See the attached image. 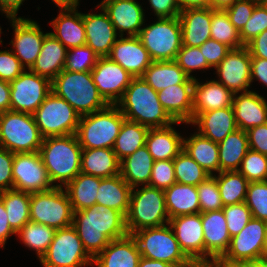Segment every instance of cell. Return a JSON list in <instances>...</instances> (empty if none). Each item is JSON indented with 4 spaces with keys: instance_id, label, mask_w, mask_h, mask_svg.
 Segmentation results:
<instances>
[{
    "instance_id": "73",
    "label": "cell",
    "mask_w": 267,
    "mask_h": 267,
    "mask_svg": "<svg viewBox=\"0 0 267 267\" xmlns=\"http://www.w3.org/2000/svg\"><path fill=\"white\" fill-rule=\"evenodd\" d=\"M264 257L267 258V234H266L265 245H264Z\"/></svg>"
},
{
    "instance_id": "11",
    "label": "cell",
    "mask_w": 267,
    "mask_h": 267,
    "mask_svg": "<svg viewBox=\"0 0 267 267\" xmlns=\"http://www.w3.org/2000/svg\"><path fill=\"white\" fill-rule=\"evenodd\" d=\"M33 117L45 138L76 134L81 116L66 100L51 91Z\"/></svg>"
},
{
    "instance_id": "45",
    "label": "cell",
    "mask_w": 267,
    "mask_h": 267,
    "mask_svg": "<svg viewBox=\"0 0 267 267\" xmlns=\"http://www.w3.org/2000/svg\"><path fill=\"white\" fill-rule=\"evenodd\" d=\"M173 164L176 183L198 186L211 176L184 150L173 159Z\"/></svg>"
},
{
    "instance_id": "19",
    "label": "cell",
    "mask_w": 267,
    "mask_h": 267,
    "mask_svg": "<svg viewBox=\"0 0 267 267\" xmlns=\"http://www.w3.org/2000/svg\"><path fill=\"white\" fill-rule=\"evenodd\" d=\"M168 224L189 259H205L202 213L171 218Z\"/></svg>"
},
{
    "instance_id": "28",
    "label": "cell",
    "mask_w": 267,
    "mask_h": 267,
    "mask_svg": "<svg viewBox=\"0 0 267 267\" xmlns=\"http://www.w3.org/2000/svg\"><path fill=\"white\" fill-rule=\"evenodd\" d=\"M195 78L193 87L192 120L202 112L232 106L233 93L217 80L202 84Z\"/></svg>"
},
{
    "instance_id": "40",
    "label": "cell",
    "mask_w": 267,
    "mask_h": 267,
    "mask_svg": "<svg viewBox=\"0 0 267 267\" xmlns=\"http://www.w3.org/2000/svg\"><path fill=\"white\" fill-rule=\"evenodd\" d=\"M100 186V177L80 172L65 187L74 212L82 211L96 204V196Z\"/></svg>"
},
{
    "instance_id": "1",
    "label": "cell",
    "mask_w": 267,
    "mask_h": 267,
    "mask_svg": "<svg viewBox=\"0 0 267 267\" xmlns=\"http://www.w3.org/2000/svg\"><path fill=\"white\" fill-rule=\"evenodd\" d=\"M72 226L76 229L86 252L93 259L112 240L128 234L125 216L101 204L74 212Z\"/></svg>"
},
{
    "instance_id": "49",
    "label": "cell",
    "mask_w": 267,
    "mask_h": 267,
    "mask_svg": "<svg viewBox=\"0 0 267 267\" xmlns=\"http://www.w3.org/2000/svg\"><path fill=\"white\" fill-rule=\"evenodd\" d=\"M237 171L249 182L267 181V156L249 149Z\"/></svg>"
},
{
    "instance_id": "35",
    "label": "cell",
    "mask_w": 267,
    "mask_h": 267,
    "mask_svg": "<svg viewBox=\"0 0 267 267\" xmlns=\"http://www.w3.org/2000/svg\"><path fill=\"white\" fill-rule=\"evenodd\" d=\"M132 187L120 174L110 178H100L96 204L109 207L127 215Z\"/></svg>"
},
{
    "instance_id": "63",
    "label": "cell",
    "mask_w": 267,
    "mask_h": 267,
    "mask_svg": "<svg viewBox=\"0 0 267 267\" xmlns=\"http://www.w3.org/2000/svg\"><path fill=\"white\" fill-rule=\"evenodd\" d=\"M16 232L11 228L7 213L5 211V205L0 197V247L4 248L7 239Z\"/></svg>"
},
{
    "instance_id": "66",
    "label": "cell",
    "mask_w": 267,
    "mask_h": 267,
    "mask_svg": "<svg viewBox=\"0 0 267 267\" xmlns=\"http://www.w3.org/2000/svg\"><path fill=\"white\" fill-rule=\"evenodd\" d=\"M180 11L196 8H212V0H177Z\"/></svg>"
},
{
    "instance_id": "39",
    "label": "cell",
    "mask_w": 267,
    "mask_h": 267,
    "mask_svg": "<svg viewBox=\"0 0 267 267\" xmlns=\"http://www.w3.org/2000/svg\"><path fill=\"white\" fill-rule=\"evenodd\" d=\"M156 92L167 87L184 84L189 76L173 61H152L141 77Z\"/></svg>"
},
{
    "instance_id": "42",
    "label": "cell",
    "mask_w": 267,
    "mask_h": 267,
    "mask_svg": "<svg viewBox=\"0 0 267 267\" xmlns=\"http://www.w3.org/2000/svg\"><path fill=\"white\" fill-rule=\"evenodd\" d=\"M11 228L17 233L30 221V193L17 190L0 192Z\"/></svg>"
},
{
    "instance_id": "68",
    "label": "cell",
    "mask_w": 267,
    "mask_h": 267,
    "mask_svg": "<svg viewBox=\"0 0 267 267\" xmlns=\"http://www.w3.org/2000/svg\"><path fill=\"white\" fill-rule=\"evenodd\" d=\"M138 267H175V266L164 261L152 260L141 256Z\"/></svg>"
},
{
    "instance_id": "17",
    "label": "cell",
    "mask_w": 267,
    "mask_h": 267,
    "mask_svg": "<svg viewBox=\"0 0 267 267\" xmlns=\"http://www.w3.org/2000/svg\"><path fill=\"white\" fill-rule=\"evenodd\" d=\"M218 82L233 94L249 91L251 86V55L246 46L231 49L215 68Z\"/></svg>"
},
{
    "instance_id": "46",
    "label": "cell",
    "mask_w": 267,
    "mask_h": 267,
    "mask_svg": "<svg viewBox=\"0 0 267 267\" xmlns=\"http://www.w3.org/2000/svg\"><path fill=\"white\" fill-rule=\"evenodd\" d=\"M211 39L219 41L231 49L244 47L238 30L231 24L224 10L212 9Z\"/></svg>"
},
{
    "instance_id": "64",
    "label": "cell",
    "mask_w": 267,
    "mask_h": 267,
    "mask_svg": "<svg viewBox=\"0 0 267 267\" xmlns=\"http://www.w3.org/2000/svg\"><path fill=\"white\" fill-rule=\"evenodd\" d=\"M24 0H0V11L4 13L6 17L17 18V13Z\"/></svg>"
},
{
    "instance_id": "23",
    "label": "cell",
    "mask_w": 267,
    "mask_h": 267,
    "mask_svg": "<svg viewBox=\"0 0 267 267\" xmlns=\"http://www.w3.org/2000/svg\"><path fill=\"white\" fill-rule=\"evenodd\" d=\"M202 227L205 259H221L228 251L231 242L223 209L202 213Z\"/></svg>"
},
{
    "instance_id": "43",
    "label": "cell",
    "mask_w": 267,
    "mask_h": 267,
    "mask_svg": "<svg viewBox=\"0 0 267 267\" xmlns=\"http://www.w3.org/2000/svg\"><path fill=\"white\" fill-rule=\"evenodd\" d=\"M224 206L245 202L249 181L238 171L219 172L213 175Z\"/></svg>"
},
{
    "instance_id": "2",
    "label": "cell",
    "mask_w": 267,
    "mask_h": 267,
    "mask_svg": "<svg viewBox=\"0 0 267 267\" xmlns=\"http://www.w3.org/2000/svg\"><path fill=\"white\" fill-rule=\"evenodd\" d=\"M116 105L127 120L149 129L166 127L175 122L160 103L158 92L141 77L132 79Z\"/></svg>"
},
{
    "instance_id": "34",
    "label": "cell",
    "mask_w": 267,
    "mask_h": 267,
    "mask_svg": "<svg viewBox=\"0 0 267 267\" xmlns=\"http://www.w3.org/2000/svg\"><path fill=\"white\" fill-rule=\"evenodd\" d=\"M169 218L200 213L197 186L174 183L164 190Z\"/></svg>"
},
{
    "instance_id": "33",
    "label": "cell",
    "mask_w": 267,
    "mask_h": 267,
    "mask_svg": "<svg viewBox=\"0 0 267 267\" xmlns=\"http://www.w3.org/2000/svg\"><path fill=\"white\" fill-rule=\"evenodd\" d=\"M81 172L100 178H110L120 174V161L113 148H83Z\"/></svg>"
},
{
    "instance_id": "72",
    "label": "cell",
    "mask_w": 267,
    "mask_h": 267,
    "mask_svg": "<svg viewBox=\"0 0 267 267\" xmlns=\"http://www.w3.org/2000/svg\"><path fill=\"white\" fill-rule=\"evenodd\" d=\"M218 267H246L243 263H229L218 259Z\"/></svg>"
},
{
    "instance_id": "76",
    "label": "cell",
    "mask_w": 267,
    "mask_h": 267,
    "mask_svg": "<svg viewBox=\"0 0 267 267\" xmlns=\"http://www.w3.org/2000/svg\"><path fill=\"white\" fill-rule=\"evenodd\" d=\"M259 3H262V2H264V1H266V0H257Z\"/></svg>"
},
{
    "instance_id": "48",
    "label": "cell",
    "mask_w": 267,
    "mask_h": 267,
    "mask_svg": "<svg viewBox=\"0 0 267 267\" xmlns=\"http://www.w3.org/2000/svg\"><path fill=\"white\" fill-rule=\"evenodd\" d=\"M245 204L251 210L252 218L267 222V181L249 182Z\"/></svg>"
},
{
    "instance_id": "13",
    "label": "cell",
    "mask_w": 267,
    "mask_h": 267,
    "mask_svg": "<svg viewBox=\"0 0 267 267\" xmlns=\"http://www.w3.org/2000/svg\"><path fill=\"white\" fill-rule=\"evenodd\" d=\"M51 91L48 78L25 69L10 82V110L33 114Z\"/></svg>"
},
{
    "instance_id": "31",
    "label": "cell",
    "mask_w": 267,
    "mask_h": 267,
    "mask_svg": "<svg viewBox=\"0 0 267 267\" xmlns=\"http://www.w3.org/2000/svg\"><path fill=\"white\" fill-rule=\"evenodd\" d=\"M149 129L145 146L154 161L172 160L183 150V138L172 125Z\"/></svg>"
},
{
    "instance_id": "47",
    "label": "cell",
    "mask_w": 267,
    "mask_h": 267,
    "mask_svg": "<svg viewBox=\"0 0 267 267\" xmlns=\"http://www.w3.org/2000/svg\"><path fill=\"white\" fill-rule=\"evenodd\" d=\"M99 57L88 46H78L67 49L64 70L72 72H91Z\"/></svg>"
},
{
    "instance_id": "26",
    "label": "cell",
    "mask_w": 267,
    "mask_h": 267,
    "mask_svg": "<svg viewBox=\"0 0 267 267\" xmlns=\"http://www.w3.org/2000/svg\"><path fill=\"white\" fill-rule=\"evenodd\" d=\"M141 253L131 234L112 240L94 259L97 267H138Z\"/></svg>"
},
{
    "instance_id": "67",
    "label": "cell",
    "mask_w": 267,
    "mask_h": 267,
    "mask_svg": "<svg viewBox=\"0 0 267 267\" xmlns=\"http://www.w3.org/2000/svg\"><path fill=\"white\" fill-rule=\"evenodd\" d=\"M179 267H218V259H189Z\"/></svg>"
},
{
    "instance_id": "62",
    "label": "cell",
    "mask_w": 267,
    "mask_h": 267,
    "mask_svg": "<svg viewBox=\"0 0 267 267\" xmlns=\"http://www.w3.org/2000/svg\"><path fill=\"white\" fill-rule=\"evenodd\" d=\"M254 79L267 86V59L251 58V82Z\"/></svg>"
},
{
    "instance_id": "36",
    "label": "cell",
    "mask_w": 267,
    "mask_h": 267,
    "mask_svg": "<svg viewBox=\"0 0 267 267\" xmlns=\"http://www.w3.org/2000/svg\"><path fill=\"white\" fill-rule=\"evenodd\" d=\"M154 159L146 146L120 161V175L132 187L149 185Z\"/></svg>"
},
{
    "instance_id": "57",
    "label": "cell",
    "mask_w": 267,
    "mask_h": 267,
    "mask_svg": "<svg viewBox=\"0 0 267 267\" xmlns=\"http://www.w3.org/2000/svg\"><path fill=\"white\" fill-rule=\"evenodd\" d=\"M200 52L203 54L207 64L212 68H216L225 56L231 51L227 45L220 43L214 39H208L204 44L199 46Z\"/></svg>"
},
{
    "instance_id": "44",
    "label": "cell",
    "mask_w": 267,
    "mask_h": 267,
    "mask_svg": "<svg viewBox=\"0 0 267 267\" xmlns=\"http://www.w3.org/2000/svg\"><path fill=\"white\" fill-rule=\"evenodd\" d=\"M55 229L47 225L29 221L17 233L24 246L36 251L40 258L47 252L53 240Z\"/></svg>"
},
{
    "instance_id": "8",
    "label": "cell",
    "mask_w": 267,
    "mask_h": 267,
    "mask_svg": "<svg viewBox=\"0 0 267 267\" xmlns=\"http://www.w3.org/2000/svg\"><path fill=\"white\" fill-rule=\"evenodd\" d=\"M152 61H173L182 47L179 17L158 18L138 35Z\"/></svg>"
},
{
    "instance_id": "41",
    "label": "cell",
    "mask_w": 267,
    "mask_h": 267,
    "mask_svg": "<svg viewBox=\"0 0 267 267\" xmlns=\"http://www.w3.org/2000/svg\"><path fill=\"white\" fill-rule=\"evenodd\" d=\"M149 128L125 119L116 137L113 151L119 161L145 146Z\"/></svg>"
},
{
    "instance_id": "6",
    "label": "cell",
    "mask_w": 267,
    "mask_h": 267,
    "mask_svg": "<svg viewBox=\"0 0 267 267\" xmlns=\"http://www.w3.org/2000/svg\"><path fill=\"white\" fill-rule=\"evenodd\" d=\"M126 118L116 104L80 117L76 136L82 148H113Z\"/></svg>"
},
{
    "instance_id": "32",
    "label": "cell",
    "mask_w": 267,
    "mask_h": 267,
    "mask_svg": "<svg viewBox=\"0 0 267 267\" xmlns=\"http://www.w3.org/2000/svg\"><path fill=\"white\" fill-rule=\"evenodd\" d=\"M66 54L67 48L50 32H47L40 54L30 70L52 81L64 70Z\"/></svg>"
},
{
    "instance_id": "3",
    "label": "cell",
    "mask_w": 267,
    "mask_h": 267,
    "mask_svg": "<svg viewBox=\"0 0 267 267\" xmlns=\"http://www.w3.org/2000/svg\"><path fill=\"white\" fill-rule=\"evenodd\" d=\"M82 149L76 134L43 139L39 152L55 187H65L81 172Z\"/></svg>"
},
{
    "instance_id": "25",
    "label": "cell",
    "mask_w": 267,
    "mask_h": 267,
    "mask_svg": "<svg viewBox=\"0 0 267 267\" xmlns=\"http://www.w3.org/2000/svg\"><path fill=\"white\" fill-rule=\"evenodd\" d=\"M232 108L235 121L240 130L267 123V101L253 90L233 95Z\"/></svg>"
},
{
    "instance_id": "22",
    "label": "cell",
    "mask_w": 267,
    "mask_h": 267,
    "mask_svg": "<svg viewBox=\"0 0 267 267\" xmlns=\"http://www.w3.org/2000/svg\"><path fill=\"white\" fill-rule=\"evenodd\" d=\"M102 13H83V22L86 31V45L98 57H108L115 44L118 32L114 28L107 13L101 8Z\"/></svg>"
},
{
    "instance_id": "14",
    "label": "cell",
    "mask_w": 267,
    "mask_h": 267,
    "mask_svg": "<svg viewBox=\"0 0 267 267\" xmlns=\"http://www.w3.org/2000/svg\"><path fill=\"white\" fill-rule=\"evenodd\" d=\"M13 189L26 193L45 192L55 187L52 184L40 152L14 153Z\"/></svg>"
},
{
    "instance_id": "56",
    "label": "cell",
    "mask_w": 267,
    "mask_h": 267,
    "mask_svg": "<svg viewBox=\"0 0 267 267\" xmlns=\"http://www.w3.org/2000/svg\"><path fill=\"white\" fill-rule=\"evenodd\" d=\"M25 68L17 59L12 50H0V80L11 82L14 81Z\"/></svg>"
},
{
    "instance_id": "5",
    "label": "cell",
    "mask_w": 267,
    "mask_h": 267,
    "mask_svg": "<svg viewBox=\"0 0 267 267\" xmlns=\"http://www.w3.org/2000/svg\"><path fill=\"white\" fill-rule=\"evenodd\" d=\"M164 191L145 185L132 188L125 225L128 234L168 224Z\"/></svg>"
},
{
    "instance_id": "18",
    "label": "cell",
    "mask_w": 267,
    "mask_h": 267,
    "mask_svg": "<svg viewBox=\"0 0 267 267\" xmlns=\"http://www.w3.org/2000/svg\"><path fill=\"white\" fill-rule=\"evenodd\" d=\"M91 74L99 94L108 104H116L134 78L109 57H99Z\"/></svg>"
},
{
    "instance_id": "15",
    "label": "cell",
    "mask_w": 267,
    "mask_h": 267,
    "mask_svg": "<svg viewBox=\"0 0 267 267\" xmlns=\"http://www.w3.org/2000/svg\"><path fill=\"white\" fill-rule=\"evenodd\" d=\"M266 234L267 222L252 218L237 235L231 237L228 251L221 260L244 263L264 257Z\"/></svg>"
},
{
    "instance_id": "12",
    "label": "cell",
    "mask_w": 267,
    "mask_h": 267,
    "mask_svg": "<svg viewBox=\"0 0 267 267\" xmlns=\"http://www.w3.org/2000/svg\"><path fill=\"white\" fill-rule=\"evenodd\" d=\"M39 261L44 267L93 266V258L86 252L73 226L55 231L47 252Z\"/></svg>"
},
{
    "instance_id": "55",
    "label": "cell",
    "mask_w": 267,
    "mask_h": 267,
    "mask_svg": "<svg viewBox=\"0 0 267 267\" xmlns=\"http://www.w3.org/2000/svg\"><path fill=\"white\" fill-rule=\"evenodd\" d=\"M257 0H237L224 11L227 13L231 24L240 32L245 24L249 21Z\"/></svg>"
},
{
    "instance_id": "51",
    "label": "cell",
    "mask_w": 267,
    "mask_h": 267,
    "mask_svg": "<svg viewBox=\"0 0 267 267\" xmlns=\"http://www.w3.org/2000/svg\"><path fill=\"white\" fill-rule=\"evenodd\" d=\"M179 67L189 76V78L195 77L192 72L196 69L205 70L211 68L203 54L200 52L199 47L183 46L179 50L174 60Z\"/></svg>"
},
{
    "instance_id": "20",
    "label": "cell",
    "mask_w": 267,
    "mask_h": 267,
    "mask_svg": "<svg viewBox=\"0 0 267 267\" xmlns=\"http://www.w3.org/2000/svg\"><path fill=\"white\" fill-rule=\"evenodd\" d=\"M111 20L118 35L138 36L145 21L142 5L136 0H103L98 5Z\"/></svg>"
},
{
    "instance_id": "54",
    "label": "cell",
    "mask_w": 267,
    "mask_h": 267,
    "mask_svg": "<svg viewBox=\"0 0 267 267\" xmlns=\"http://www.w3.org/2000/svg\"><path fill=\"white\" fill-rule=\"evenodd\" d=\"M174 183L176 179L173 159L154 161L148 186L164 191Z\"/></svg>"
},
{
    "instance_id": "7",
    "label": "cell",
    "mask_w": 267,
    "mask_h": 267,
    "mask_svg": "<svg viewBox=\"0 0 267 267\" xmlns=\"http://www.w3.org/2000/svg\"><path fill=\"white\" fill-rule=\"evenodd\" d=\"M43 139L33 114L12 110L0 113V147L12 153L38 152Z\"/></svg>"
},
{
    "instance_id": "53",
    "label": "cell",
    "mask_w": 267,
    "mask_h": 267,
    "mask_svg": "<svg viewBox=\"0 0 267 267\" xmlns=\"http://www.w3.org/2000/svg\"><path fill=\"white\" fill-rule=\"evenodd\" d=\"M267 30V9L262 3H258L249 21L239 32L240 39L244 46Z\"/></svg>"
},
{
    "instance_id": "74",
    "label": "cell",
    "mask_w": 267,
    "mask_h": 267,
    "mask_svg": "<svg viewBox=\"0 0 267 267\" xmlns=\"http://www.w3.org/2000/svg\"><path fill=\"white\" fill-rule=\"evenodd\" d=\"M262 4L265 6V8L267 9V0L262 2Z\"/></svg>"
},
{
    "instance_id": "59",
    "label": "cell",
    "mask_w": 267,
    "mask_h": 267,
    "mask_svg": "<svg viewBox=\"0 0 267 267\" xmlns=\"http://www.w3.org/2000/svg\"><path fill=\"white\" fill-rule=\"evenodd\" d=\"M250 150L267 156V123L246 131Z\"/></svg>"
},
{
    "instance_id": "70",
    "label": "cell",
    "mask_w": 267,
    "mask_h": 267,
    "mask_svg": "<svg viewBox=\"0 0 267 267\" xmlns=\"http://www.w3.org/2000/svg\"><path fill=\"white\" fill-rule=\"evenodd\" d=\"M58 8H71L79 5V0H52Z\"/></svg>"
},
{
    "instance_id": "37",
    "label": "cell",
    "mask_w": 267,
    "mask_h": 267,
    "mask_svg": "<svg viewBox=\"0 0 267 267\" xmlns=\"http://www.w3.org/2000/svg\"><path fill=\"white\" fill-rule=\"evenodd\" d=\"M186 138H183V150L211 176H213L214 172L219 173L218 143L198 132H194L189 138Z\"/></svg>"
},
{
    "instance_id": "29",
    "label": "cell",
    "mask_w": 267,
    "mask_h": 267,
    "mask_svg": "<svg viewBox=\"0 0 267 267\" xmlns=\"http://www.w3.org/2000/svg\"><path fill=\"white\" fill-rule=\"evenodd\" d=\"M59 15L51 21L54 32H50L67 49L86 44L83 13L77 7L60 8Z\"/></svg>"
},
{
    "instance_id": "61",
    "label": "cell",
    "mask_w": 267,
    "mask_h": 267,
    "mask_svg": "<svg viewBox=\"0 0 267 267\" xmlns=\"http://www.w3.org/2000/svg\"><path fill=\"white\" fill-rule=\"evenodd\" d=\"M246 47L250 52L251 58L267 59V30L250 41Z\"/></svg>"
},
{
    "instance_id": "65",
    "label": "cell",
    "mask_w": 267,
    "mask_h": 267,
    "mask_svg": "<svg viewBox=\"0 0 267 267\" xmlns=\"http://www.w3.org/2000/svg\"><path fill=\"white\" fill-rule=\"evenodd\" d=\"M10 110V83L0 80V113Z\"/></svg>"
},
{
    "instance_id": "58",
    "label": "cell",
    "mask_w": 267,
    "mask_h": 267,
    "mask_svg": "<svg viewBox=\"0 0 267 267\" xmlns=\"http://www.w3.org/2000/svg\"><path fill=\"white\" fill-rule=\"evenodd\" d=\"M14 153L0 147V192L13 189Z\"/></svg>"
},
{
    "instance_id": "75",
    "label": "cell",
    "mask_w": 267,
    "mask_h": 267,
    "mask_svg": "<svg viewBox=\"0 0 267 267\" xmlns=\"http://www.w3.org/2000/svg\"><path fill=\"white\" fill-rule=\"evenodd\" d=\"M1 30H2V28L0 27V34L2 33ZM0 44H2L1 37H0Z\"/></svg>"
},
{
    "instance_id": "52",
    "label": "cell",
    "mask_w": 267,
    "mask_h": 267,
    "mask_svg": "<svg viewBox=\"0 0 267 267\" xmlns=\"http://www.w3.org/2000/svg\"><path fill=\"white\" fill-rule=\"evenodd\" d=\"M227 228L231 237L237 235L252 219L251 210L245 202L227 205L223 208Z\"/></svg>"
},
{
    "instance_id": "21",
    "label": "cell",
    "mask_w": 267,
    "mask_h": 267,
    "mask_svg": "<svg viewBox=\"0 0 267 267\" xmlns=\"http://www.w3.org/2000/svg\"><path fill=\"white\" fill-rule=\"evenodd\" d=\"M118 37L108 57L132 77H142L152 63L148 51L138 36Z\"/></svg>"
},
{
    "instance_id": "4",
    "label": "cell",
    "mask_w": 267,
    "mask_h": 267,
    "mask_svg": "<svg viewBox=\"0 0 267 267\" xmlns=\"http://www.w3.org/2000/svg\"><path fill=\"white\" fill-rule=\"evenodd\" d=\"M52 92L66 100L80 115L105 108L108 103L99 94L91 72L62 70L52 81Z\"/></svg>"
},
{
    "instance_id": "16",
    "label": "cell",
    "mask_w": 267,
    "mask_h": 267,
    "mask_svg": "<svg viewBox=\"0 0 267 267\" xmlns=\"http://www.w3.org/2000/svg\"><path fill=\"white\" fill-rule=\"evenodd\" d=\"M13 26L14 38L9 44L21 65L30 70L38 58L45 35L37 22L22 17L9 18Z\"/></svg>"
},
{
    "instance_id": "30",
    "label": "cell",
    "mask_w": 267,
    "mask_h": 267,
    "mask_svg": "<svg viewBox=\"0 0 267 267\" xmlns=\"http://www.w3.org/2000/svg\"><path fill=\"white\" fill-rule=\"evenodd\" d=\"M189 124L198 126V133L215 143H220L238 129L232 106L198 114Z\"/></svg>"
},
{
    "instance_id": "9",
    "label": "cell",
    "mask_w": 267,
    "mask_h": 267,
    "mask_svg": "<svg viewBox=\"0 0 267 267\" xmlns=\"http://www.w3.org/2000/svg\"><path fill=\"white\" fill-rule=\"evenodd\" d=\"M73 216L74 211L63 188L30 194V221L57 230L72 226Z\"/></svg>"
},
{
    "instance_id": "71",
    "label": "cell",
    "mask_w": 267,
    "mask_h": 267,
    "mask_svg": "<svg viewBox=\"0 0 267 267\" xmlns=\"http://www.w3.org/2000/svg\"><path fill=\"white\" fill-rule=\"evenodd\" d=\"M246 267H267V258L262 257L254 260H249L243 263Z\"/></svg>"
},
{
    "instance_id": "38",
    "label": "cell",
    "mask_w": 267,
    "mask_h": 267,
    "mask_svg": "<svg viewBox=\"0 0 267 267\" xmlns=\"http://www.w3.org/2000/svg\"><path fill=\"white\" fill-rule=\"evenodd\" d=\"M218 146L220 172L237 171L249 150L247 133L238 128L218 143Z\"/></svg>"
},
{
    "instance_id": "50",
    "label": "cell",
    "mask_w": 267,
    "mask_h": 267,
    "mask_svg": "<svg viewBox=\"0 0 267 267\" xmlns=\"http://www.w3.org/2000/svg\"><path fill=\"white\" fill-rule=\"evenodd\" d=\"M200 213L222 210L224 204L218 189L217 180L209 176L197 186Z\"/></svg>"
},
{
    "instance_id": "60",
    "label": "cell",
    "mask_w": 267,
    "mask_h": 267,
    "mask_svg": "<svg viewBox=\"0 0 267 267\" xmlns=\"http://www.w3.org/2000/svg\"><path fill=\"white\" fill-rule=\"evenodd\" d=\"M157 18L178 17L180 8L177 0H148Z\"/></svg>"
},
{
    "instance_id": "27",
    "label": "cell",
    "mask_w": 267,
    "mask_h": 267,
    "mask_svg": "<svg viewBox=\"0 0 267 267\" xmlns=\"http://www.w3.org/2000/svg\"><path fill=\"white\" fill-rule=\"evenodd\" d=\"M182 45L199 47L211 38L212 8L180 11Z\"/></svg>"
},
{
    "instance_id": "10",
    "label": "cell",
    "mask_w": 267,
    "mask_h": 267,
    "mask_svg": "<svg viewBox=\"0 0 267 267\" xmlns=\"http://www.w3.org/2000/svg\"><path fill=\"white\" fill-rule=\"evenodd\" d=\"M131 235L135 238L142 257L164 261L175 267L189 260L169 224L141 229Z\"/></svg>"
},
{
    "instance_id": "24",
    "label": "cell",
    "mask_w": 267,
    "mask_h": 267,
    "mask_svg": "<svg viewBox=\"0 0 267 267\" xmlns=\"http://www.w3.org/2000/svg\"><path fill=\"white\" fill-rule=\"evenodd\" d=\"M194 78L184 84L173 85L158 92V98L168 115L178 122L192 121Z\"/></svg>"
},
{
    "instance_id": "69",
    "label": "cell",
    "mask_w": 267,
    "mask_h": 267,
    "mask_svg": "<svg viewBox=\"0 0 267 267\" xmlns=\"http://www.w3.org/2000/svg\"><path fill=\"white\" fill-rule=\"evenodd\" d=\"M237 0H212L213 10H225L229 8Z\"/></svg>"
}]
</instances>
